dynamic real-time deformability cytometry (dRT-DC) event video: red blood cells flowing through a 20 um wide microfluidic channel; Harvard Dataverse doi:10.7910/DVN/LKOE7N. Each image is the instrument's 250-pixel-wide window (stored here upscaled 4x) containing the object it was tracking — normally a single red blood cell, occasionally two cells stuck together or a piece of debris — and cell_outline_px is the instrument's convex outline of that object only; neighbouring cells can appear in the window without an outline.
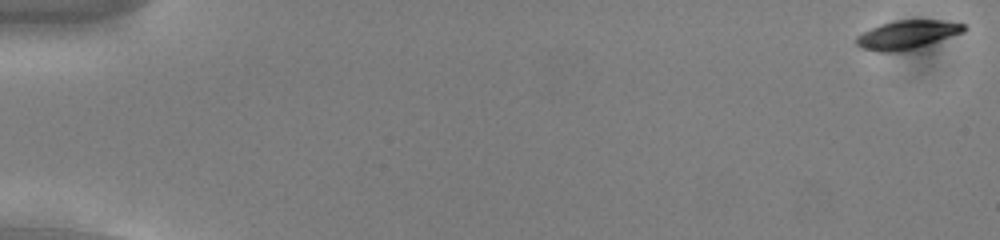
{"species": "common noctule bat (a hibernating species)", "species_latin": "Nyctalus noctula", "temperature_condition": "cold", "stored_images_in_passage": 55, "camera_frame_rate_fps": 3000, "um_per_image_px": 0.085, "animal": {"sex": "male", "body_mass_g": 13.0, "forearm_length_mm": 53.1}, "frame": {"image": 1, "passage_image": 1, "time_ms": 0.0, "image_size_px": [1000, 240], "cell_outline_px": [[964, 32], [912, 48], [892, 52], [876, 52], [860, 48], [856, 44], [856, 36], [880, 24], [896, 20], [940, 20], [964, 24]], "centroid_in_image_um": [77.03, 2.94], "position_along_channel_um": 8.0, "area_um2": 17.46}}
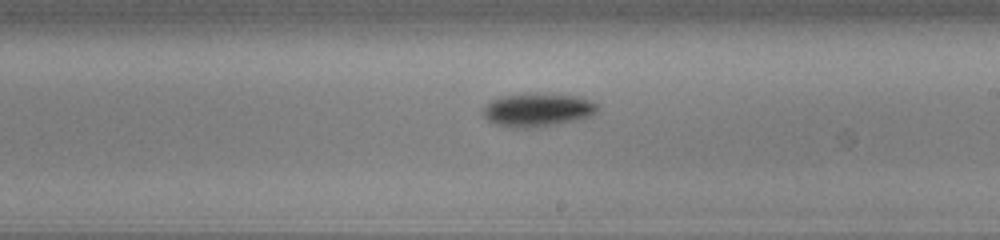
{"frame": {"image": 2, "passage_image": 33, "time_ms": 10.667, "image_size_px": [1000, 240], "cell_outline_px": [[600, 108], [592, 116], [580, 120], [536, 128], [512, 128], [496, 124], [488, 120], [484, 116], [484, 108], [492, 100], [500, 96], [532, 92], [580, 96], [596, 104]], "centroid_in_image_um": [45.74, 9.34], "position_along_channel_um": 243.3, "area_um2": 22.72}}
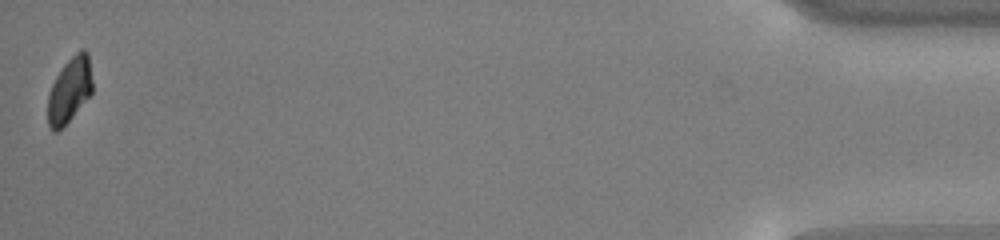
{"frame": {"image": 3, "passage_image": 55, "time_ms": 18.0, "image_size_px": [1000, 240], "cell_outline_px": [[92, 92], [72, 116], [56, 132], [48, 124], [48, 92], [56, 76], [64, 64], [80, 48], [84, 48], [88, 52], [92, 80]], "centroid_in_image_um": [5.92, 7.59], "position_along_channel_um": 429.3, "area_um2": 16.65}, "authors_computed_cell_mechanics": {"area_um2": 19.1318, "velocity_mm_per_s": 3.7598, "shape_relaxation_time_tau1_ms": 1.9822, "shape_relaxation_time_tau2_ms": null, "deformation_change_tau1": 0.1072, "deformation_change_tau2": null}}